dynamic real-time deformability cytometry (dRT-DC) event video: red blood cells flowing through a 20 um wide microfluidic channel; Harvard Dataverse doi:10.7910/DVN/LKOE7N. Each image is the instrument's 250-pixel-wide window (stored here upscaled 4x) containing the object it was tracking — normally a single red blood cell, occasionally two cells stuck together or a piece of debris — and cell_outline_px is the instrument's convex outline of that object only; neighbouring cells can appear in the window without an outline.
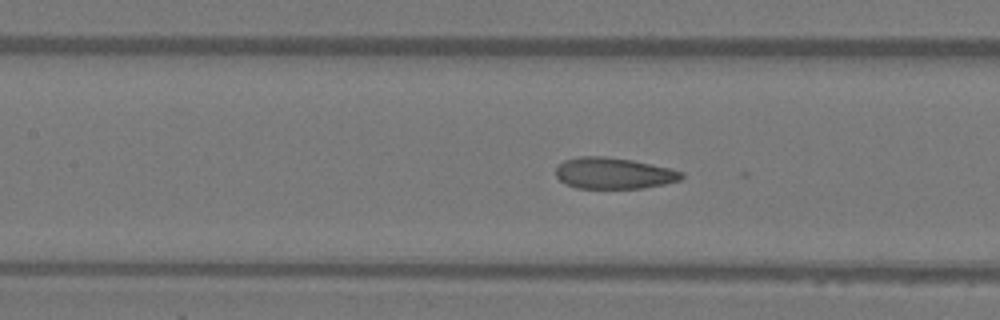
{"species": "Egyptian fruit bat (a non-hibernating species)", "species_latin": "Rousettus aegyptiacus", "temperature_condition": "warm", "stored_images_in_passage": 41, "camera_frame_rate_fps": 3000, "um_per_image_px": 0.085, "animal": {"sex": "female"}, "frame": {"image": 1, "passage_image": 22, "time_ms": 7.0, "image_size_px": [1000, 320], "cell_outline_px": [[684, 176], [680, 180], [664, 184], [644, 188], [576, 188], [560, 180], [556, 176], [556, 168], [564, 160], [580, 156], [604, 156], [632, 160], [672, 168], [684, 172]], "centroid_in_image_um": [52.2, 14.72], "position_along_channel_um": 155.2, "area_um2": 22.95}}
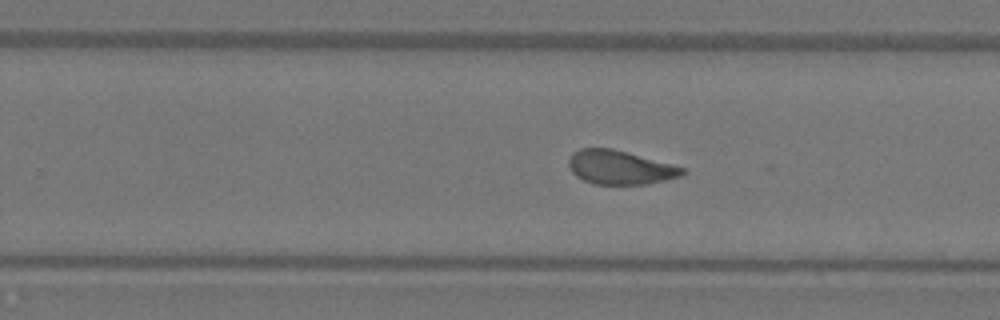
{"frame": {"image": 2, "passage_image": 31, "time_ms": 10.0, "image_size_px": [1000, 320], "cell_outline_px": [[684, 176], [648, 184], [592, 184], [576, 176], [572, 172], [568, 164], [568, 160], [572, 152], [580, 148], [612, 148], [672, 164], [684, 168]], "centroid_in_image_um": [52.69, 14.23], "position_along_channel_um": 277.1, "area_um2": 22.54}}
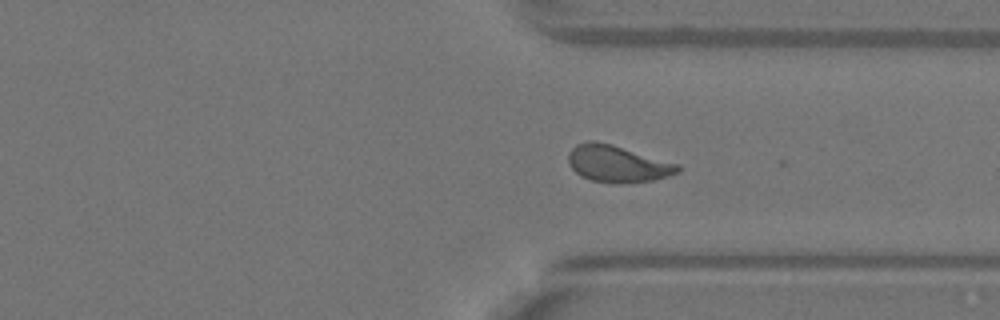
{"frame": {"image": 3, "passage_image": 37, "time_ms": 12.0, "image_size_px": [1000, 320], "cell_outline_px": [[680, 172], [668, 176], [652, 180], [624, 184], [612, 184], [592, 180], [580, 176], [568, 164], [568, 152], [576, 144], [588, 140], [596, 140], [612, 144], [680, 164]], "centroid_in_image_um": [52.47, 13.92], "position_along_channel_um": 358.9, "area_um2": 23.87}, "authors_computed_cell_mechanics": {"area_um2": 23.6402, "velocity_mm_per_s": 4.0766, "shape_relaxation_time_tau1_ms": null, "shape_relaxation_time_tau2_ms": 1.1379, "deformation_change_tau1": null, "deformation_change_tau2": 0.0753}}